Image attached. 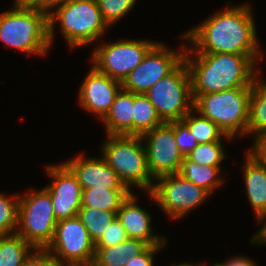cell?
<instances>
[{
	"instance_id": "cell-25",
	"label": "cell",
	"mask_w": 266,
	"mask_h": 266,
	"mask_svg": "<svg viewBox=\"0 0 266 266\" xmlns=\"http://www.w3.org/2000/svg\"><path fill=\"white\" fill-rule=\"evenodd\" d=\"M33 250L17 233L0 235V266H21Z\"/></svg>"
},
{
	"instance_id": "cell-34",
	"label": "cell",
	"mask_w": 266,
	"mask_h": 266,
	"mask_svg": "<svg viewBox=\"0 0 266 266\" xmlns=\"http://www.w3.org/2000/svg\"><path fill=\"white\" fill-rule=\"evenodd\" d=\"M166 245H149L139 255H135L125 266H154L155 254Z\"/></svg>"
},
{
	"instance_id": "cell-21",
	"label": "cell",
	"mask_w": 266,
	"mask_h": 266,
	"mask_svg": "<svg viewBox=\"0 0 266 266\" xmlns=\"http://www.w3.org/2000/svg\"><path fill=\"white\" fill-rule=\"evenodd\" d=\"M220 170L221 167L200 165L184 156L179 174L197 186L204 188L212 195L225 182L220 177Z\"/></svg>"
},
{
	"instance_id": "cell-20",
	"label": "cell",
	"mask_w": 266,
	"mask_h": 266,
	"mask_svg": "<svg viewBox=\"0 0 266 266\" xmlns=\"http://www.w3.org/2000/svg\"><path fill=\"white\" fill-rule=\"evenodd\" d=\"M148 246L143 240L127 238L113 247H95L93 263L96 266H125Z\"/></svg>"
},
{
	"instance_id": "cell-36",
	"label": "cell",
	"mask_w": 266,
	"mask_h": 266,
	"mask_svg": "<svg viewBox=\"0 0 266 266\" xmlns=\"http://www.w3.org/2000/svg\"><path fill=\"white\" fill-rule=\"evenodd\" d=\"M13 8L40 10L45 13V0H14Z\"/></svg>"
},
{
	"instance_id": "cell-4",
	"label": "cell",
	"mask_w": 266,
	"mask_h": 266,
	"mask_svg": "<svg viewBox=\"0 0 266 266\" xmlns=\"http://www.w3.org/2000/svg\"><path fill=\"white\" fill-rule=\"evenodd\" d=\"M101 154L106 163L117 173L120 181L130 191L132 186L150 193L152 178L147 151L141 136L106 135Z\"/></svg>"
},
{
	"instance_id": "cell-29",
	"label": "cell",
	"mask_w": 266,
	"mask_h": 266,
	"mask_svg": "<svg viewBox=\"0 0 266 266\" xmlns=\"http://www.w3.org/2000/svg\"><path fill=\"white\" fill-rule=\"evenodd\" d=\"M19 194L0 193V235L14 234L18 227Z\"/></svg>"
},
{
	"instance_id": "cell-42",
	"label": "cell",
	"mask_w": 266,
	"mask_h": 266,
	"mask_svg": "<svg viewBox=\"0 0 266 266\" xmlns=\"http://www.w3.org/2000/svg\"><path fill=\"white\" fill-rule=\"evenodd\" d=\"M208 264H207V262H205L204 264L202 263V266H207ZM212 266H225V264L224 263H215L214 265L212 264Z\"/></svg>"
},
{
	"instance_id": "cell-11",
	"label": "cell",
	"mask_w": 266,
	"mask_h": 266,
	"mask_svg": "<svg viewBox=\"0 0 266 266\" xmlns=\"http://www.w3.org/2000/svg\"><path fill=\"white\" fill-rule=\"evenodd\" d=\"M186 46L182 44L177 51L167 48L165 43L157 42L124 79L122 88L135 94L145 93L184 60Z\"/></svg>"
},
{
	"instance_id": "cell-2",
	"label": "cell",
	"mask_w": 266,
	"mask_h": 266,
	"mask_svg": "<svg viewBox=\"0 0 266 266\" xmlns=\"http://www.w3.org/2000/svg\"><path fill=\"white\" fill-rule=\"evenodd\" d=\"M184 60L190 73L192 94L252 87L260 71L249 56L241 54L191 53L186 48Z\"/></svg>"
},
{
	"instance_id": "cell-32",
	"label": "cell",
	"mask_w": 266,
	"mask_h": 266,
	"mask_svg": "<svg viewBox=\"0 0 266 266\" xmlns=\"http://www.w3.org/2000/svg\"><path fill=\"white\" fill-rule=\"evenodd\" d=\"M175 140L183 156H186L197 146L196 139L182 120L175 121Z\"/></svg>"
},
{
	"instance_id": "cell-37",
	"label": "cell",
	"mask_w": 266,
	"mask_h": 266,
	"mask_svg": "<svg viewBox=\"0 0 266 266\" xmlns=\"http://www.w3.org/2000/svg\"><path fill=\"white\" fill-rule=\"evenodd\" d=\"M225 266H257V264L246 256H232L229 260L224 262Z\"/></svg>"
},
{
	"instance_id": "cell-39",
	"label": "cell",
	"mask_w": 266,
	"mask_h": 266,
	"mask_svg": "<svg viewBox=\"0 0 266 266\" xmlns=\"http://www.w3.org/2000/svg\"><path fill=\"white\" fill-rule=\"evenodd\" d=\"M69 0H45V14H51L56 8L66 4Z\"/></svg>"
},
{
	"instance_id": "cell-8",
	"label": "cell",
	"mask_w": 266,
	"mask_h": 266,
	"mask_svg": "<svg viewBox=\"0 0 266 266\" xmlns=\"http://www.w3.org/2000/svg\"><path fill=\"white\" fill-rule=\"evenodd\" d=\"M163 122L182 120L193 109L191 78L183 60L144 93Z\"/></svg>"
},
{
	"instance_id": "cell-23",
	"label": "cell",
	"mask_w": 266,
	"mask_h": 266,
	"mask_svg": "<svg viewBox=\"0 0 266 266\" xmlns=\"http://www.w3.org/2000/svg\"><path fill=\"white\" fill-rule=\"evenodd\" d=\"M257 73L252 83V90L249 100V121L247 136L266 130V82L260 81ZM259 79V80H258Z\"/></svg>"
},
{
	"instance_id": "cell-26",
	"label": "cell",
	"mask_w": 266,
	"mask_h": 266,
	"mask_svg": "<svg viewBox=\"0 0 266 266\" xmlns=\"http://www.w3.org/2000/svg\"><path fill=\"white\" fill-rule=\"evenodd\" d=\"M197 115V112L192 109L184 116L182 121L188 126L190 133L196 139L197 144L221 141L223 139H232L226 136L217 126L216 123L202 115Z\"/></svg>"
},
{
	"instance_id": "cell-12",
	"label": "cell",
	"mask_w": 266,
	"mask_h": 266,
	"mask_svg": "<svg viewBox=\"0 0 266 266\" xmlns=\"http://www.w3.org/2000/svg\"><path fill=\"white\" fill-rule=\"evenodd\" d=\"M47 250L61 266L91 263L95 256V244L78 216L57 222Z\"/></svg>"
},
{
	"instance_id": "cell-3",
	"label": "cell",
	"mask_w": 266,
	"mask_h": 266,
	"mask_svg": "<svg viewBox=\"0 0 266 266\" xmlns=\"http://www.w3.org/2000/svg\"><path fill=\"white\" fill-rule=\"evenodd\" d=\"M49 41L52 45L55 24L72 49L98 41L109 28L104 22L97 0H69L48 15Z\"/></svg>"
},
{
	"instance_id": "cell-35",
	"label": "cell",
	"mask_w": 266,
	"mask_h": 266,
	"mask_svg": "<svg viewBox=\"0 0 266 266\" xmlns=\"http://www.w3.org/2000/svg\"><path fill=\"white\" fill-rule=\"evenodd\" d=\"M253 147L247 153L258 163L266 166V130L254 135Z\"/></svg>"
},
{
	"instance_id": "cell-17",
	"label": "cell",
	"mask_w": 266,
	"mask_h": 266,
	"mask_svg": "<svg viewBox=\"0 0 266 266\" xmlns=\"http://www.w3.org/2000/svg\"><path fill=\"white\" fill-rule=\"evenodd\" d=\"M136 199L138 198L132 192L116 213L127 237L143 240L148 245H166V238L153 234L152 217L147 210L137 205L138 200Z\"/></svg>"
},
{
	"instance_id": "cell-15",
	"label": "cell",
	"mask_w": 266,
	"mask_h": 266,
	"mask_svg": "<svg viewBox=\"0 0 266 266\" xmlns=\"http://www.w3.org/2000/svg\"><path fill=\"white\" fill-rule=\"evenodd\" d=\"M122 82L99 72L93 65L80 86L78 101L82 108L102 119L110 110Z\"/></svg>"
},
{
	"instance_id": "cell-27",
	"label": "cell",
	"mask_w": 266,
	"mask_h": 266,
	"mask_svg": "<svg viewBox=\"0 0 266 266\" xmlns=\"http://www.w3.org/2000/svg\"><path fill=\"white\" fill-rule=\"evenodd\" d=\"M116 213L91 207H81L77 216L95 244L116 218Z\"/></svg>"
},
{
	"instance_id": "cell-5",
	"label": "cell",
	"mask_w": 266,
	"mask_h": 266,
	"mask_svg": "<svg viewBox=\"0 0 266 266\" xmlns=\"http://www.w3.org/2000/svg\"><path fill=\"white\" fill-rule=\"evenodd\" d=\"M252 87H238L208 94H192L193 109L210 119L232 139L247 136Z\"/></svg>"
},
{
	"instance_id": "cell-30",
	"label": "cell",
	"mask_w": 266,
	"mask_h": 266,
	"mask_svg": "<svg viewBox=\"0 0 266 266\" xmlns=\"http://www.w3.org/2000/svg\"><path fill=\"white\" fill-rule=\"evenodd\" d=\"M136 2L137 0H97L102 18L109 28L127 15Z\"/></svg>"
},
{
	"instance_id": "cell-13",
	"label": "cell",
	"mask_w": 266,
	"mask_h": 266,
	"mask_svg": "<svg viewBox=\"0 0 266 266\" xmlns=\"http://www.w3.org/2000/svg\"><path fill=\"white\" fill-rule=\"evenodd\" d=\"M147 151L148 167L155 180L179 173L184 156L175 140V121L164 122L142 136Z\"/></svg>"
},
{
	"instance_id": "cell-1",
	"label": "cell",
	"mask_w": 266,
	"mask_h": 266,
	"mask_svg": "<svg viewBox=\"0 0 266 266\" xmlns=\"http://www.w3.org/2000/svg\"><path fill=\"white\" fill-rule=\"evenodd\" d=\"M250 4L230 6L209 16L179 36L190 42L191 53H231L249 56L256 64L264 56L259 48Z\"/></svg>"
},
{
	"instance_id": "cell-40",
	"label": "cell",
	"mask_w": 266,
	"mask_h": 266,
	"mask_svg": "<svg viewBox=\"0 0 266 266\" xmlns=\"http://www.w3.org/2000/svg\"><path fill=\"white\" fill-rule=\"evenodd\" d=\"M65 266H96V265L93 262H91V263L68 264Z\"/></svg>"
},
{
	"instance_id": "cell-14",
	"label": "cell",
	"mask_w": 266,
	"mask_h": 266,
	"mask_svg": "<svg viewBox=\"0 0 266 266\" xmlns=\"http://www.w3.org/2000/svg\"><path fill=\"white\" fill-rule=\"evenodd\" d=\"M46 172L53 179L44 189L52 199L56 220L77 216L81 208L82 188L76 176L63 162L47 165Z\"/></svg>"
},
{
	"instance_id": "cell-19",
	"label": "cell",
	"mask_w": 266,
	"mask_h": 266,
	"mask_svg": "<svg viewBox=\"0 0 266 266\" xmlns=\"http://www.w3.org/2000/svg\"><path fill=\"white\" fill-rule=\"evenodd\" d=\"M101 121L107 135H133V93L121 88Z\"/></svg>"
},
{
	"instance_id": "cell-16",
	"label": "cell",
	"mask_w": 266,
	"mask_h": 266,
	"mask_svg": "<svg viewBox=\"0 0 266 266\" xmlns=\"http://www.w3.org/2000/svg\"><path fill=\"white\" fill-rule=\"evenodd\" d=\"M84 156L79 154L63 162L76 176L82 189H128L103 157Z\"/></svg>"
},
{
	"instance_id": "cell-18",
	"label": "cell",
	"mask_w": 266,
	"mask_h": 266,
	"mask_svg": "<svg viewBox=\"0 0 266 266\" xmlns=\"http://www.w3.org/2000/svg\"><path fill=\"white\" fill-rule=\"evenodd\" d=\"M243 177L248 201L257 222L266 214V166L258 163L247 152L244 155Z\"/></svg>"
},
{
	"instance_id": "cell-7",
	"label": "cell",
	"mask_w": 266,
	"mask_h": 266,
	"mask_svg": "<svg viewBox=\"0 0 266 266\" xmlns=\"http://www.w3.org/2000/svg\"><path fill=\"white\" fill-rule=\"evenodd\" d=\"M57 222L52 199L44 187L38 191L29 189L23 196L19 194L16 233L34 249H47L54 238Z\"/></svg>"
},
{
	"instance_id": "cell-28",
	"label": "cell",
	"mask_w": 266,
	"mask_h": 266,
	"mask_svg": "<svg viewBox=\"0 0 266 266\" xmlns=\"http://www.w3.org/2000/svg\"><path fill=\"white\" fill-rule=\"evenodd\" d=\"M225 147L221 141L197 144L186 157L200 165H209L213 167H221L222 161L225 159Z\"/></svg>"
},
{
	"instance_id": "cell-33",
	"label": "cell",
	"mask_w": 266,
	"mask_h": 266,
	"mask_svg": "<svg viewBox=\"0 0 266 266\" xmlns=\"http://www.w3.org/2000/svg\"><path fill=\"white\" fill-rule=\"evenodd\" d=\"M21 266H61L47 249H34Z\"/></svg>"
},
{
	"instance_id": "cell-22",
	"label": "cell",
	"mask_w": 266,
	"mask_h": 266,
	"mask_svg": "<svg viewBox=\"0 0 266 266\" xmlns=\"http://www.w3.org/2000/svg\"><path fill=\"white\" fill-rule=\"evenodd\" d=\"M131 193L129 189H82L81 207L117 212Z\"/></svg>"
},
{
	"instance_id": "cell-9",
	"label": "cell",
	"mask_w": 266,
	"mask_h": 266,
	"mask_svg": "<svg viewBox=\"0 0 266 266\" xmlns=\"http://www.w3.org/2000/svg\"><path fill=\"white\" fill-rule=\"evenodd\" d=\"M146 194L172 220L185 217L211 195L179 173L158 177L154 180L151 192Z\"/></svg>"
},
{
	"instance_id": "cell-24",
	"label": "cell",
	"mask_w": 266,
	"mask_h": 266,
	"mask_svg": "<svg viewBox=\"0 0 266 266\" xmlns=\"http://www.w3.org/2000/svg\"><path fill=\"white\" fill-rule=\"evenodd\" d=\"M164 122L144 93H133V136H143Z\"/></svg>"
},
{
	"instance_id": "cell-31",
	"label": "cell",
	"mask_w": 266,
	"mask_h": 266,
	"mask_svg": "<svg viewBox=\"0 0 266 266\" xmlns=\"http://www.w3.org/2000/svg\"><path fill=\"white\" fill-rule=\"evenodd\" d=\"M127 238L124 227L116 217L100 239L95 243V247H113L122 243Z\"/></svg>"
},
{
	"instance_id": "cell-6",
	"label": "cell",
	"mask_w": 266,
	"mask_h": 266,
	"mask_svg": "<svg viewBox=\"0 0 266 266\" xmlns=\"http://www.w3.org/2000/svg\"><path fill=\"white\" fill-rule=\"evenodd\" d=\"M0 41L28 56L45 55L51 48L48 15L32 9L3 11L0 14Z\"/></svg>"
},
{
	"instance_id": "cell-41",
	"label": "cell",
	"mask_w": 266,
	"mask_h": 266,
	"mask_svg": "<svg viewBox=\"0 0 266 266\" xmlns=\"http://www.w3.org/2000/svg\"><path fill=\"white\" fill-rule=\"evenodd\" d=\"M173 266H202V263H198V264L195 265V264H192V263L189 264V262L188 263L187 262L186 263L183 262V263H180V264H177V265L174 264Z\"/></svg>"
},
{
	"instance_id": "cell-10",
	"label": "cell",
	"mask_w": 266,
	"mask_h": 266,
	"mask_svg": "<svg viewBox=\"0 0 266 266\" xmlns=\"http://www.w3.org/2000/svg\"><path fill=\"white\" fill-rule=\"evenodd\" d=\"M157 42L150 39H119L112 43L106 42L95 47L90 62L99 72L123 82Z\"/></svg>"
},
{
	"instance_id": "cell-38",
	"label": "cell",
	"mask_w": 266,
	"mask_h": 266,
	"mask_svg": "<svg viewBox=\"0 0 266 266\" xmlns=\"http://www.w3.org/2000/svg\"><path fill=\"white\" fill-rule=\"evenodd\" d=\"M263 221V227L258 230L257 233L252 236L251 243L258 245L266 244V214L260 219L258 223Z\"/></svg>"
}]
</instances>
